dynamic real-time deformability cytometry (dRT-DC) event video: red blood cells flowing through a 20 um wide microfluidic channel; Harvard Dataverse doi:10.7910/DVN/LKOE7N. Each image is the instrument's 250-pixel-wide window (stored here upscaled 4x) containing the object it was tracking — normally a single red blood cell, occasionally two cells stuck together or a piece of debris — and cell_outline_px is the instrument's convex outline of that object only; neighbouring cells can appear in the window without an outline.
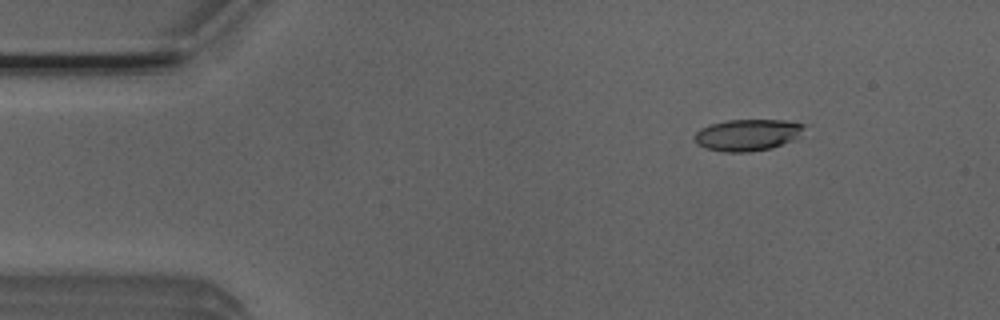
{"species": "Egyptian fruit bat (a non-hibernating species)", "species_latin": "Rousettus aegyptiacus", "temperature_condition": "room temperature", "stored_images_in_passage": 51, "camera_frame_rate_fps": 3000, "um_per_image_px": 0.085, "animal": {"sex": "male"}, "frame": {"image": 1, "passage_image": 6, "time_ms": 1.667, "image_size_px": [1000, 320], "cell_outline_px": [[808, 124], [792, 140], [772, 148], [748, 152], [724, 152], [708, 148], [696, 144], [696, 132], [700, 128], [712, 124], [728, 120], [784, 120]], "centroid_in_image_um": [63.55, 11.46], "position_along_channel_um": 21.5, "area_um2": 19.94}}
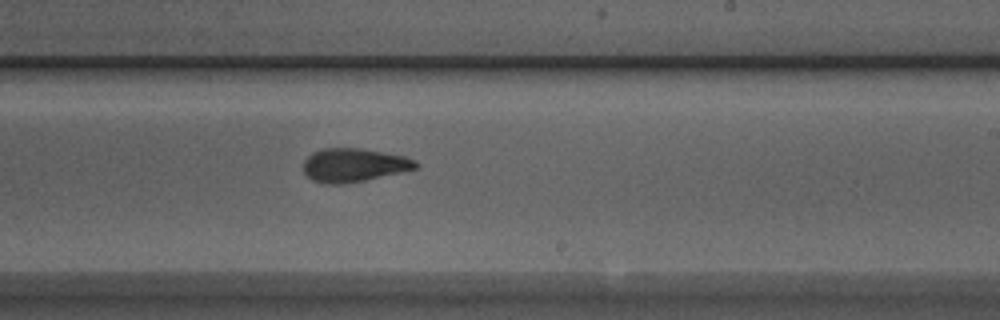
{"frame": {"image": 2, "passage_image": 30, "time_ms": 9.667, "image_size_px": [1000, 320], "cell_outline_px": [[420, 168], [364, 180], [340, 184], [324, 184], [312, 180], [304, 172], [304, 160], [312, 152], [324, 148], [360, 148], [404, 156], [416, 160], [420, 164]], "centroid_in_image_um": [30.09, 14.03], "position_along_channel_um": 258.9, "area_um2": 21.96}}
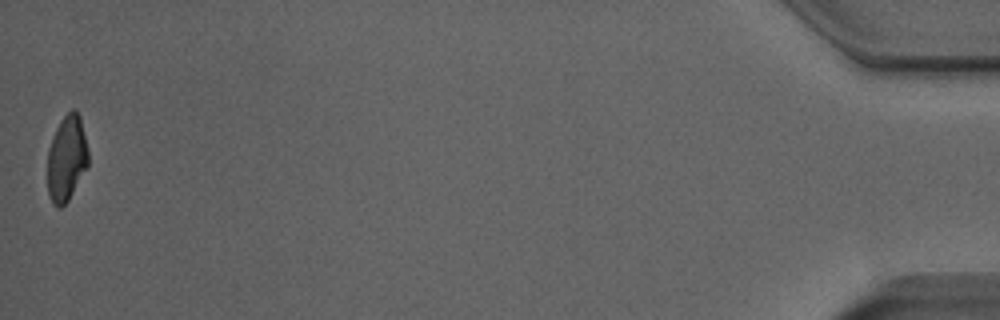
{"frame": {"image": 3, "passage_image": 51, "time_ms": 16.667, "image_size_px": [1000, 320], "cell_outline_px": [[88, 168], [68, 200], [60, 208], [56, 208], [52, 204], [48, 196], [48, 148], [56, 128], [60, 120], [72, 108], [76, 108], [80, 116], [88, 152]], "centroid_in_image_um": [5.66, 13.48], "position_along_channel_um": 429.5, "area_um2": 20.58}, "authors_computed_cell_mechanics": {"area_um2": 21.7328, "velocity_mm_per_s": 3.9137, "shape_relaxation_time_tau1_ms": 7.0254, "shape_relaxation_time_tau2_ms": 2.4404, "deformation_change_tau1": 0.2197, "deformation_change_tau2": 0.1067}}